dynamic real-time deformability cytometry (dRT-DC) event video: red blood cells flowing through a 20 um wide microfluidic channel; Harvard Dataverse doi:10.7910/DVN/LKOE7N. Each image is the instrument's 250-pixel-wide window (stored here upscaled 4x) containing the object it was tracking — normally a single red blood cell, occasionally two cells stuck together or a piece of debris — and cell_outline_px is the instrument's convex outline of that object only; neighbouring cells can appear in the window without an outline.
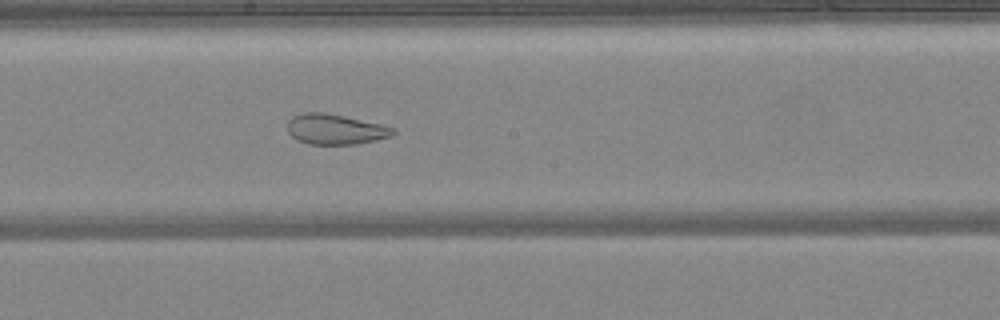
{"species": "common noctule bat (a hibernating species)", "species_latin": "Nyctalus noctula", "temperature_condition": "warm", "stored_images_in_passage": 40, "camera_frame_rate_fps": 3000, "um_per_image_px": 0.085, "animal": {"sex": "female", "body_mass_g": 24.6, "forearm_length_mm": 56.2}, "frame": {"image": 1, "passage_image": 17, "time_ms": 5.333, "image_size_px": [1000, 320], "cell_outline_px": [[396, 132], [392, 136], [376, 140], [356, 144], [308, 144], [296, 140], [288, 132], [288, 120], [292, 116], [300, 112], [324, 112], [344, 116], [380, 124], [396, 128]], "centroid_in_image_um": [28.49, 10.98], "position_along_channel_um": 219.7, "area_um2": 18.79}}
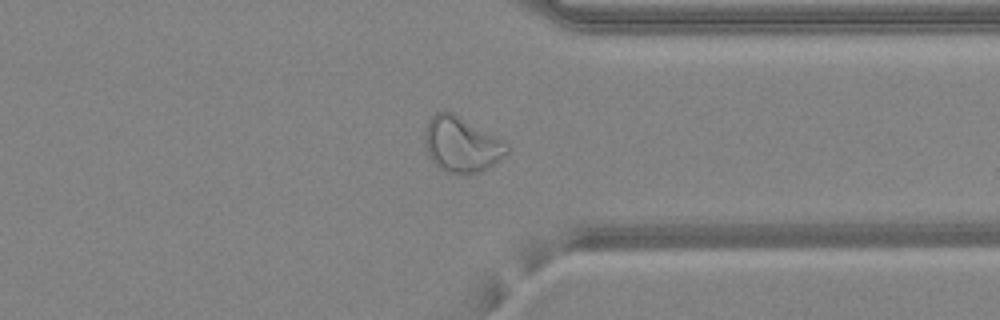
{"frame": {"image": 2, "passage_image": 28, "time_ms": 9.0, "image_size_px": [1000, 320], "cell_outline_px": [[508, 152], [500, 160], [488, 168], [480, 172], [468, 176], [448, 172], [440, 168], [428, 156], [424, 140], [424, 132], [428, 120], [436, 112], [452, 112], [460, 116], [496, 136], [508, 144]], "centroid_in_image_um": [39.23, 12.3], "position_along_channel_um": 372.2, "area_um2": 26.65}}
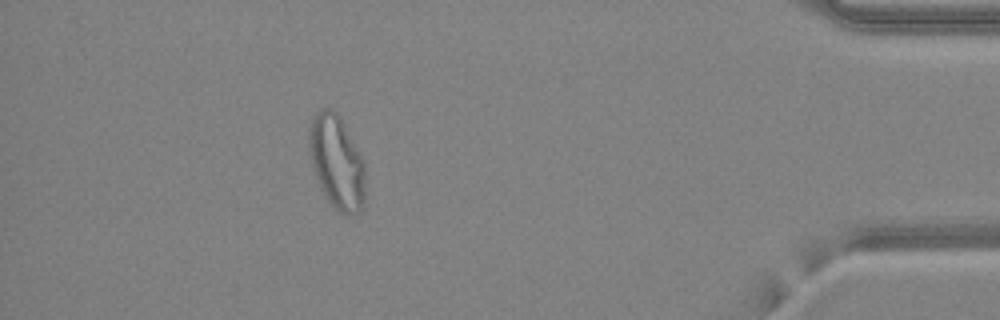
{"frame": {"image": 3, "passage_image": 34, "time_ms": 11.0, "image_size_px": [1000, 320], "cell_outline_px": [[364, 200], [360, 212], [352, 216], [348, 216], [340, 212], [328, 200], [316, 176], [312, 164], [308, 144], [308, 128], [312, 116], [320, 108], [332, 108], [340, 116], [364, 160]], "centroid_in_image_um": [28.62, 13.73], "position_along_channel_um": 406.6, "area_um2": 30.69}, "authors_computed_cell_mechanics": {"area_um2": 26.3568, "velocity_mm_per_s": 4.2221, "shape_relaxation_time_tau1_ms": null, "shape_relaxation_time_tau2_ms": 1.2198, "deformation_change_tau1": null, "deformation_change_tau2": 0.0833}}